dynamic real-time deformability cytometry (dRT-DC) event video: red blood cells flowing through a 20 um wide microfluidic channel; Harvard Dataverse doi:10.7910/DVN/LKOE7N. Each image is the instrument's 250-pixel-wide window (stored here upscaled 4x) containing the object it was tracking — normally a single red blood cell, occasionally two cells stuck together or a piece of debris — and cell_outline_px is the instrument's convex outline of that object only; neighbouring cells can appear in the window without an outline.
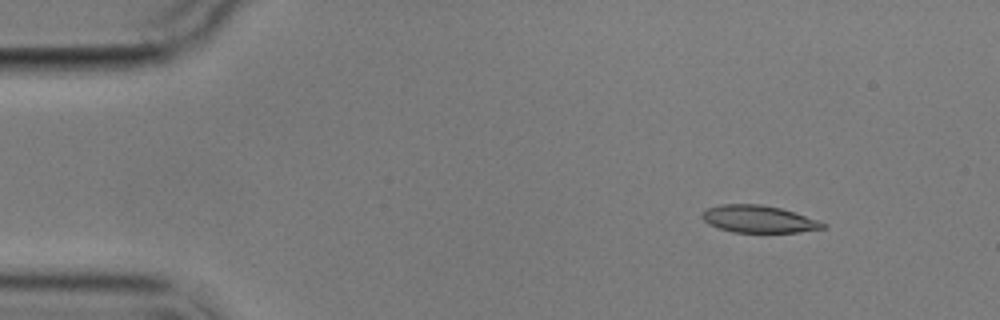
{"species": "common noctule bat (a hibernating species)", "species_latin": "Nyctalus noctula", "temperature_condition": "cold", "stored_images_in_passage": 5, "camera_frame_rate_fps": 3000, "um_per_image_px": 0.085, "animal": {"sex": "male", "body_mass_g": 17.9}, "frame": {"image": 1, "passage_image": 1, "time_ms": 0.0, "image_size_px": [1000, 320], "cell_outline_px": [[828, 228], [796, 232], [732, 232], [708, 224], [700, 216], [708, 208], [720, 204], [760, 204], [780, 208], [820, 220], [828, 224]], "centroid_in_image_um": [64.53, 18.62], "position_along_channel_um": 20.5, "area_um2": 19.19}}
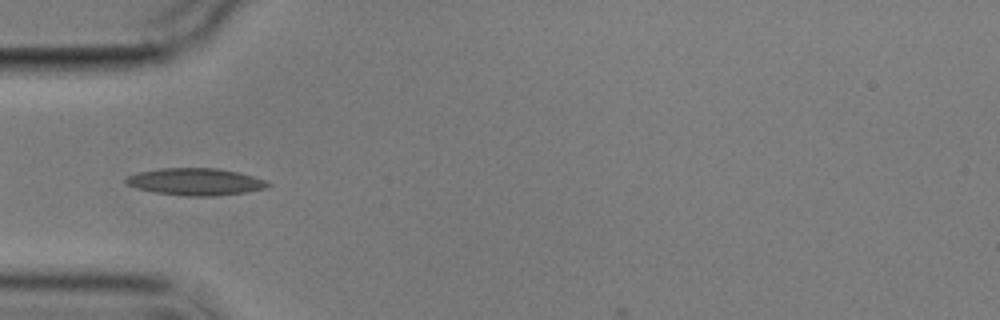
{"frame": {"image": 2, "passage_image": 4, "time_ms": 3.667, "image_size_px": [1000, 320], "cell_outline_px": [[272, 184], [268, 188], [244, 192], [212, 196], [184, 196], [156, 192], [136, 188], [128, 184], [124, 180], [128, 176], [136, 172], [160, 168], [216, 168], [240, 172], [268, 180]], "centroid_in_image_um": [16.66, 15.44], "position_along_channel_um": 68.3, "area_um2": 22.54}}